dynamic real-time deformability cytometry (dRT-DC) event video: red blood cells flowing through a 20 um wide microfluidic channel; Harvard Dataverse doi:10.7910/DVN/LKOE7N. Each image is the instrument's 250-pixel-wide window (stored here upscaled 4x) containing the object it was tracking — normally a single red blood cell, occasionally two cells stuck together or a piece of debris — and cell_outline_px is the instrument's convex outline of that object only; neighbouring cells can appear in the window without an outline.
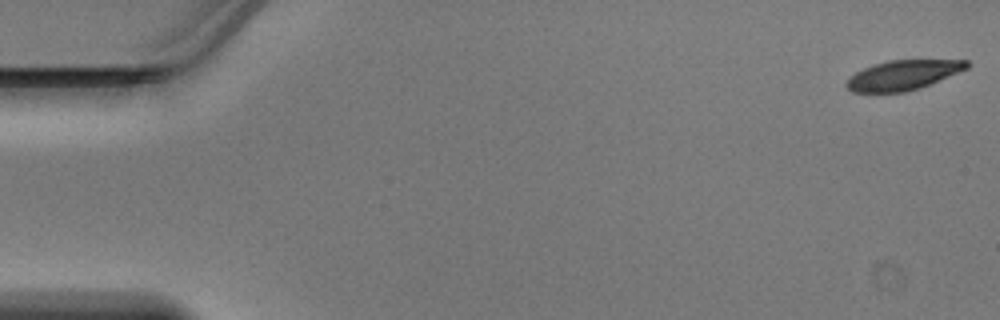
{"species": "Egyptian fruit bat (a non-hibernating species)", "species_latin": "Rousettus aegyptiacus", "temperature_condition": "warm", "stored_images_in_passage": 8, "camera_frame_rate_fps": 3000, "um_per_image_px": 0.085, "animal": {"sex": "male"}, "frame": {"image": 1, "passage_image": 1, "time_ms": 0.0, "image_size_px": [1000, 320], "cell_outline_px": [[972, 64], [968, 68], [920, 88], [904, 92], [852, 92], [844, 84], [856, 72], [864, 68], [888, 60], [968, 60]], "centroid_in_image_um": [76.79, 6.38], "position_along_channel_um": 8.2, "area_um2": 20.63}}